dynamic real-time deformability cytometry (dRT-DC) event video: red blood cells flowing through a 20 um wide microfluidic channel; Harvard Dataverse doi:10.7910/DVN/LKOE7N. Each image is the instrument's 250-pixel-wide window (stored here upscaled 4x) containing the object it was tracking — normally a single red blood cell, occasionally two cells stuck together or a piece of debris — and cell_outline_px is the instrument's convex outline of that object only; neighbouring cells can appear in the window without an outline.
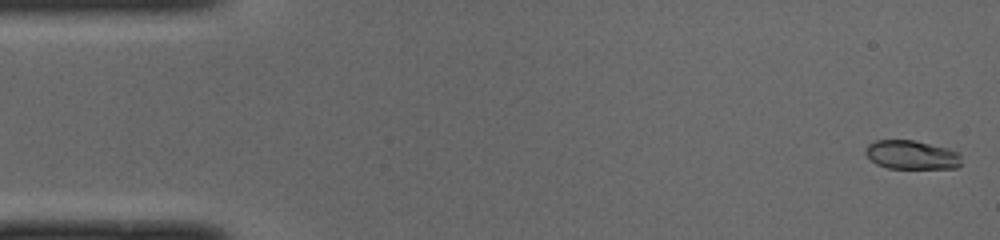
{"species": "common noctule bat (a hibernating species)", "species_latin": "Nyctalus noctula", "temperature_condition": "cold", "stored_images_in_passage": 50, "camera_frame_rate_fps": 3000, "um_per_image_px": 0.085, "animal": {"sex": "male", "body_mass_g": 19.0, "forearm_length_mm": 50.8}, "frame": {"image": 1, "passage_image": 1, "time_ms": 0.0, "image_size_px": [1000, 240], "cell_outline_px": [[960, 164], [956, 168], [888, 168], [876, 164], [864, 152], [864, 148], [868, 144], [876, 140], [912, 140], [948, 148], [960, 152]], "centroid_in_image_um": [77.47, 13.16], "position_along_channel_um": 7.5, "area_um2": 16.13}}
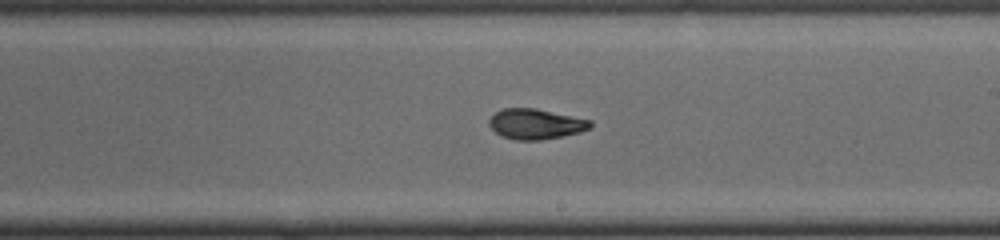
{"frame": {"image": 2, "passage_image": 28, "time_ms": 9.0, "image_size_px": [1000, 240], "cell_outline_px": [[592, 128], [580, 132], [564, 136], [540, 140], [516, 140], [500, 136], [488, 124], [488, 120], [496, 112], [504, 108], [536, 108], [592, 120]], "centroid_in_image_um": [45.55, 10.54], "position_along_channel_um": 243.4, "area_um2": 18.03}}
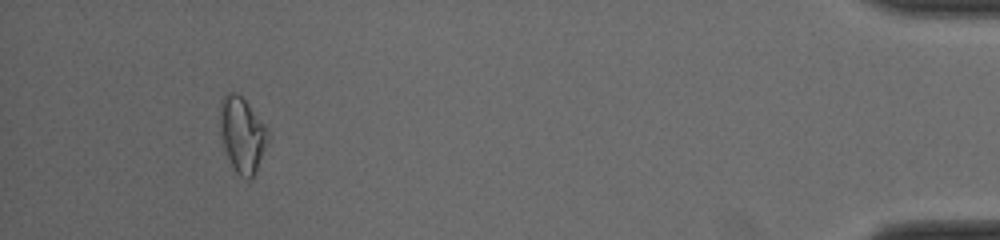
{"frame": {"image": 3, "passage_image": 46, "time_ms": 15.0, "image_size_px": [1000, 240], "cell_outline_px": [[268, 140], [256, 168], [252, 176], [248, 180], [240, 176], [236, 172], [224, 152], [220, 132], [220, 100], [228, 92], [236, 92], [244, 100], [268, 128]], "centroid_in_image_um": [20.55, 11.43], "position_along_channel_um": 414.7, "area_um2": 20.75}, "authors_computed_cell_mechanics": {"area_um2": 17.7157, "velocity_mm_per_s": 4.0255, "shape_relaxation_time_tau1_ms": 3.5152, "shape_relaxation_time_tau2_ms": 2.1452, "deformation_change_tau1": 0.1577, "deformation_change_tau2": 0.067}}